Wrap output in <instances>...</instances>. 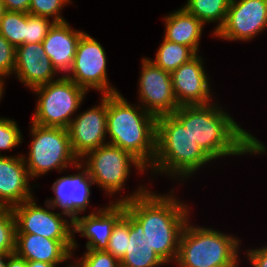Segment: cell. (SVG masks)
Listing matches in <instances>:
<instances>
[{"label":"cell","instance_id":"cell-1","mask_svg":"<svg viewBox=\"0 0 267 267\" xmlns=\"http://www.w3.org/2000/svg\"><path fill=\"white\" fill-rule=\"evenodd\" d=\"M173 115L212 160L230 155L266 152L263 142L241 128V125L215 102L180 106Z\"/></svg>","mask_w":267,"mask_h":267},{"label":"cell","instance_id":"cell-2","mask_svg":"<svg viewBox=\"0 0 267 267\" xmlns=\"http://www.w3.org/2000/svg\"><path fill=\"white\" fill-rule=\"evenodd\" d=\"M147 189V190H146ZM171 194L160 195L141 185L125 202L126 210L142 225L151 248L165 262L176 261L181 232L189 220V206Z\"/></svg>","mask_w":267,"mask_h":267},{"label":"cell","instance_id":"cell-3","mask_svg":"<svg viewBox=\"0 0 267 267\" xmlns=\"http://www.w3.org/2000/svg\"><path fill=\"white\" fill-rule=\"evenodd\" d=\"M156 121V116L141 105L129 104L121 93L107 95L108 143L129 152L145 169L155 159Z\"/></svg>","mask_w":267,"mask_h":267},{"label":"cell","instance_id":"cell-4","mask_svg":"<svg viewBox=\"0 0 267 267\" xmlns=\"http://www.w3.org/2000/svg\"><path fill=\"white\" fill-rule=\"evenodd\" d=\"M211 161L173 114L157 117L156 152L151 172L186 179Z\"/></svg>","mask_w":267,"mask_h":267},{"label":"cell","instance_id":"cell-5","mask_svg":"<svg viewBox=\"0 0 267 267\" xmlns=\"http://www.w3.org/2000/svg\"><path fill=\"white\" fill-rule=\"evenodd\" d=\"M240 240L186 222L175 261L179 267H238Z\"/></svg>","mask_w":267,"mask_h":267},{"label":"cell","instance_id":"cell-6","mask_svg":"<svg viewBox=\"0 0 267 267\" xmlns=\"http://www.w3.org/2000/svg\"><path fill=\"white\" fill-rule=\"evenodd\" d=\"M30 128L33 139L28 158L25 155L23 158L31 179L38 178L54 168L61 173L80 162L72 151L66 128L44 127L33 122Z\"/></svg>","mask_w":267,"mask_h":267},{"label":"cell","instance_id":"cell-7","mask_svg":"<svg viewBox=\"0 0 267 267\" xmlns=\"http://www.w3.org/2000/svg\"><path fill=\"white\" fill-rule=\"evenodd\" d=\"M38 95L32 122L44 127L68 128L87 91L62 76L32 89Z\"/></svg>","mask_w":267,"mask_h":267},{"label":"cell","instance_id":"cell-8","mask_svg":"<svg viewBox=\"0 0 267 267\" xmlns=\"http://www.w3.org/2000/svg\"><path fill=\"white\" fill-rule=\"evenodd\" d=\"M83 159L86 161L84 162ZM81 160L94 184L110 196L124 188L131 166L142 174L146 170L129 152L109 143L88 152Z\"/></svg>","mask_w":267,"mask_h":267},{"label":"cell","instance_id":"cell-9","mask_svg":"<svg viewBox=\"0 0 267 267\" xmlns=\"http://www.w3.org/2000/svg\"><path fill=\"white\" fill-rule=\"evenodd\" d=\"M35 201L33 198L12 208L16 220V234H35L52 240L74 241L75 251L78 246L73 234V219L63 211H49L55 208L47 202L46 208H43ZM66 216L70 221L63 218Z\"/></svg>","mask_w":267,"mask_h":267},{"label":"cell","instance_id":"cell-10","mask_svg":"<svg viewBox=\"0 0 267 267\" xmlns=\"http://www.w3.org/2000/svg\"><path fill=\"white\" fill-rule=\"evenodd\" d=\"M106 59L102 45L85 32L78 41L73 66L66 77L86 91L94 89L102 95L118 93L108 82Z\"/></svg>","mask_w":267,"mask_h":267},{"label":"cell","instance_id":"cell-11","mask_svg":"<svg viewBox=\"0 0 267 267\" xmlns=\"http://www.w3.org/2000/svg\"><path fill=\"white\" fill-rule=\"evenodd\" d=\"M267 27V0H231L223 26L213 36L251 41Z\"/></svg>","mask_w":267,"mask_h":267},{"label":"cell","instance_id":"cell-12","mask_svg":"<svg viewBox=\"0 0 267 267\" xmlns=\"http://www.w3.org/2000/svg\"><path fill=\"white\" fill-rule=\"evenodd\" d=\"M139 78V100L141 106L149 113L158 117L173 114L178 108L171 73L157 67L151 59H142Z\"/></svg>","mask_w":267,"mask_h":267},{"label":"cell","instance_id":"cell-13","mask_svg":"<svg viewBox=\"0 0 267 267\" xmlns=\"http://www.w3.org/2000/svg\"><path fill=\"white\" fill-rule=\"evenodd\" d=\"M67 130L72 151L79 161L88 152L107 144V95H102L97 106L73 118Z\"/></svg>","mask_w":267,"mask_h":267},{"label":"cell","instance_id":"cell-14","mask_svg":"<svg viewBox=\"0 0 267 267\" xmlns=\"http://www.w3.org/2000/svg\"><path fill=\"white\" fill-rule=\"evenodd\" d=\"M204 60L196 54L171 73L172 87L180 106L211 104L210 81L205 74Z\"/></svg>","mask_w":267,"mask_h":267},{"label":"cell","instance_id":"cell-15","mask_svg":"<svg viewBox=\"0 0 267 267\" xmlns=\"http://www.w3.org/2000/svg\"><path fill=\"white\" fill-rule=\"evenodd\" d=\"M106 206L73 219V234L80 233L88 239L86 250L106 251L113 228L126 210L125 202L113 201Z\"/></svg>","mask_w":267,"mask_h":267},{"label":"cell","instance_id":"cell-16","mask_svg":"<svg viewBox=\"0 0 267 267\" xmlns=\"http://www.w3.org/2000/svg\"><path fill=\"white\" fill-rule=\"evenodd\" d=\"M81 172L58 178L52 186L54 198L46 200L53 208H59L72 219L86 211L90 203L91 185H94L88 170L79 162L76 166Z\"/></svg>","mask_w":267,"mask_h":267},{"label":"cell","instance_id":"cell-17","mask_svg":"<svg viewBox=\"0 0 267 267\" xmlns=\"http://www.w3.org/2000/svg\"><path fill=\"white\" fill-rule=\"evenodd\" d=\"M42 43L23 44L16 48L14 73L30 90L59 79Z\"/></svg>","mask_w":267,"mask_h":267},{"label":"cell","instance_id":"cell-18","mask_svg":"<svg viewBox=\"0 0 267 267\" xmlns=\"http://www.w3.org/2000/svg\"><path fill=\"white\" fill-rule=\"evenodd\" d=\"M30 176L23 158L0 156V207L13 208L33 199Z\"/></svg>","mask_w":267,"mask_h":267},{"label":"cell","instance_id":"cell-19","mask_svg":"<svg viewBox=\"0 0 267 267\" xmlns=\"http://www.w3.org/2000/svg\"><path fill=\"white\" fill-rule=\"evenodd\" d=\"M84 33L73 29L68 22H55L49 29L42 45L58 74L59 72H65L63 76L69 74L78 41Z\"/></svg>","mask_w":267,"mask_h":267},{"label":"cell","instance_id":"cell-20","mask_svg":"<svg viewBox=\"0 0 267 267\" xmlns=\"http://www.w3.org/2000/svg\"><path fill=\"white\" fill-rule=\"evenodd\" d=\"M74 241L47 239L35 234H16L15 253L26 261L61 264L73 257Z\"/></svg>","mask_w":267,"mask_h":267},{"label":"cell","instance_id":"cell-21","mask_svg":"<svg viewBox=\"0 0 267 267\" xmlns=\"http://www.w3.org/2000/svg\"><path fill=\"white\" fill-rule=\"evenodd\" d=\"M165 36L168 41L190 47L196 54L204 24L183 7L164 17Z\"/></svg>","mask_w":267,"mask_h":267},{"label":"cell","instance_id":"cell-22","mask_svg":"<svg viewBox=\"0 0 267 267\" xmlns=\"http://www.w3.org/2000/svg\"><path fill=\"white\" fill-rule=\"evenodd\" d=\"M129 238L120 267H158L166 264L151 248L142 225L131 214Z\"/></svg>","mask_w":267,"mask_h":267},{"label":"cell","instance_id":"cell-23","mask_svg":"<svg viewBox=\"0 0 267 267\" xmlns=\"http://www.w3.org/2000/svg\"><path fill=\"white\" fill-rule=\"evenodd\" d=\"M231 0H187L182 6L189 14L194 15L204 25L218 22L213 34L223 26Z\"/></svg>","mask_w":267,"mask_h":267},{"label":"cell","instance_id":"cell-24","mask_svg":"<svg viewBox=\"0 0 267 267\" xmlns=\"http://www.w3.org/2000/svg\"><path fill=\"white\" fill-rule=\"evenodd\" d=\"M151 60L157 67L172 73L182 64L192 59L196 53L188 46L163 39L159 49Z\"/></svg>","mask_w":267,"mask_h":267},{"label":"cell","instance_id":"cell-25","mask_svg":"<svg viewBox=\"0 0 267 267\" xmlns=\"http://www.w3.org/2000/svg\"><path fill=\"white\" fill-rule=\"evenodd\" d=\"M27 13L4 11L0 18V34L15 48L26 44Z\"/></svg>","mask_w":267,"mask_h":267},{"label":"cell","instance_id":"cell-26","mask_svg":"<svg viewBox=\"0 0 267 267\" xmlns=\"http://www.w3.org/2000/svg\"><path fill=\"white\" fill-rule=\"evenodd\" d=\"M130 231V213L125 210L123 217L115 224L111 237L109 238L108 248L106 252L110 253L119 261L123 258L127 251V244Z\"/></svg>","mask_w":267,"mask_h":267},{"label":"cell","instance_id":"cell-27","mask_svg":"<svg viewBox=\"0 0 267 267\" xmlns=\"http://www.w3.org/2000/svg\"><path fill=\"white\" fill-rule=\"evenodd\" d=\"M16 249V220L12 208L0 207V253L13 254Z\"/></svg>","mask_w":267,"mask_h":267},{"label":"cell","instance_id":"cell-28","mask_svg":"<svg viewBox=\"0 0 267 267\" xmlns=\"http://www.w3.org/2000/svg\"><path fill=\"white\" fill-rule=\"evenodd\" d=\"M71 0H31L29 14L50 17L54 22H66L60 14Z\"/></svg>","mask_w":267,"mask_h":267},{"label":"cell","instance_id":"cell-29","mask_svg":"<svg viewBox=\"0 0 267 267\" xmlns=\"http://www.w3.org/2000/svg\"><path fill=\"white\" fill-rule=\"evenodd\" d=\"M54 23L48 17L27 13L26 44L42 43Z\"/></svg>","mask_w":267,"mask_h":267},{"label":"cell","instance_id":"cell-30","mask_svg":"<svg viewBox=\"0 0 267 267\" xmlns=\"http://www.w3.org/2000/svg\"><path fill=\"white\" fill-rule=\"evenodd\" d=\"M22 138V133L16 121L6 117L0 118V152L18 147L22 143Z\"/></svg>","mask_w":267,"mask_h":267},{"label":"cell","instance_id":"cell-31","mask_svg":"<svg viewBox=\"0 0 267 267\" xmlns=\"http://www.w3.org/2000/svg\"><path fill=\"white\" fill-rule=\"evenodd\" d=\"M71 267H120V261L106 251L87 250Z\"/></svg>","mask_w":267,"mask_h":267},{"label":"cell","instance_id":"cell-32","mask_svg":"<svg viewBox=\"0 0 267 267\" xmlns=\"http://www.w3.org/2000/svg\"><path fill=\"white\" fill-rule=\"evenodd\" d=\"M16 48L0 34V77L12 75L15 68Z\"/></svg>","mask_w":267,"mask_h":267},{"label":"cell","instance_id":"cell-33","mask_svg":"<svg viewBox=\"0 0 267 267\" xmlns=\"http://www.w3.org/2000/svg\"><path fill=\"white\" fill-rule=\"evenodd\" d=\"M247 259L252 267H267V246L246 251Z\"/></svg>","mask_w":267,"mask_h":267},{"label":"cell","instance_id":"cell-34","mask_svg":"<svg viewBox=\"0 0 267 267\" xmlns=\"http://www.w3.org/2000/svg\"><path fill=\"white\" fill-rule=\"evenodd\" d=\"M5 11L29 13L31 0H1Z\"/></svg>","mask_w":267,"mask_h":267},{"label":"cell","instance_id":"cell-35","mask_svg":"<svg viewBox=\"0 0 267 267\" xmlns=\"http://www.w3.org/2000/svg\"><path fill=\"white\" fill-rule=\"evenodd\" d=\"M5 267H27V261L13 253L8 256Z\"/></svg>","mask_w":267,"mask_h":267},{"label":"cell","instance_id":"cell-36","mask_svg":"<svg viewBox=\"0 0 267 267\" xmlns=\"http://www.w3.org/2000/svg\"><path fill=\"white\" fill-rule=\"evenodd\" d=\"M58 264H50L41 261H27V267H57ZM66 267H71V264Z\"/></svg>","mask_w":267,"mask_h":267},{"label":"cell","instance_id":"cell-37","mask_svg":"<svg viewBox=\"0 0 267 267\" xmlns=\"http://www.w3.org/2000/svg\"><path fill=\"white\" fill-rule=\"evenodd\" d=\"M10 254L0 253V267H5L6 261Z\"/></svg>","mask_w":267,"mask_h":267},{"label":"cell","instance_id":"cell-38","mask_svg":"<svg viewBox=\"0 0 267 267\" xmlns=\"http://www.w3.org/2000/svg\"><path fill=\"white\" fill-rule=\"evenodd\" d=\"M4 78H1L0 77V99L2 98V96H3V91H4V83H5V81L3 80Z\"/></svg>","mask_w":267,"mask_h":267},{"label":"cell","instance_id":"cell-39","mask_svg":"<svg viewBox=\"0 0 267 267\" xmlns=\"http://www.w3.org/2000/svg\"><path fill=\"white\" fill-rule=\"evenodd\" d=\"M4 11L5 10H4L3 4H2V2L0 0V18L2 17V14H3Z\"/></svg>","mask_w":267,"mask_h":267}]
</instances>
